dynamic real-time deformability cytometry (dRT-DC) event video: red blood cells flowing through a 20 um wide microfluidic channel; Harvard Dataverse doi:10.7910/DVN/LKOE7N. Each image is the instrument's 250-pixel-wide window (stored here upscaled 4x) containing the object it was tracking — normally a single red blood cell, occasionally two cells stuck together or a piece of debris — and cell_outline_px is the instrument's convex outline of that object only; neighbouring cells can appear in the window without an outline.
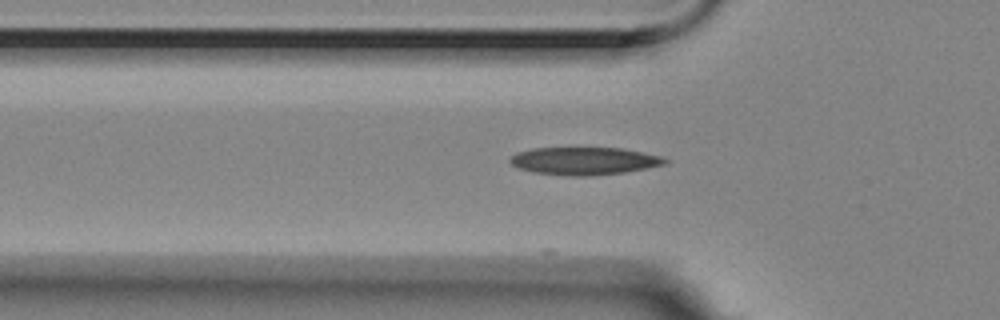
{"species": "Egyptian fruit bat (a non-hibernating species)", "species_latin": "Rousettus aegyptiacus", "temperature_condition": "room temperature", "stored_images_in_passage": 12, "camera_frame_rate_fps": 3000, "um_per_image_px": 0.085, "animal": {"sex": "female"}, "frame": {"image": 1, "passage_image": 2, "time_ms": 0.333, "image_size_px": [1000, 320], "cell_outline_px": [[668, 164], [624, 172], [588, 176], [572, 176], [536, 172], [516, 168], [508, 160], [516, 152], [532, 148], [624, 148], [660, 156], [668, 160]], "centroid_in_image_um": [49.65, 13.67], "position_along_channel_um": 76.1, "area_um2": 24.91}}
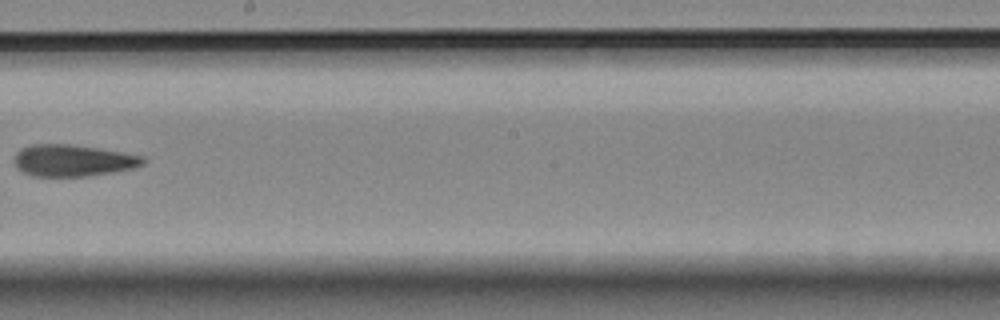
{"frame": {"image": 2, "passage_image": 6, "time_ms": 1.667, "image_size_px": [1000, 320], "cell_outline_px": [[148, 160], [144, 164], [132, 168], [112, 172], [84, 176], [32, 176], [16, 168], [16, 152], [32, 144], [68, 144], [96, 148], [144, 156]], "centroid_in_image_um": [6.22, 13.64], "position_along_channel_um": 242.0, "area_um2": 23.47}}
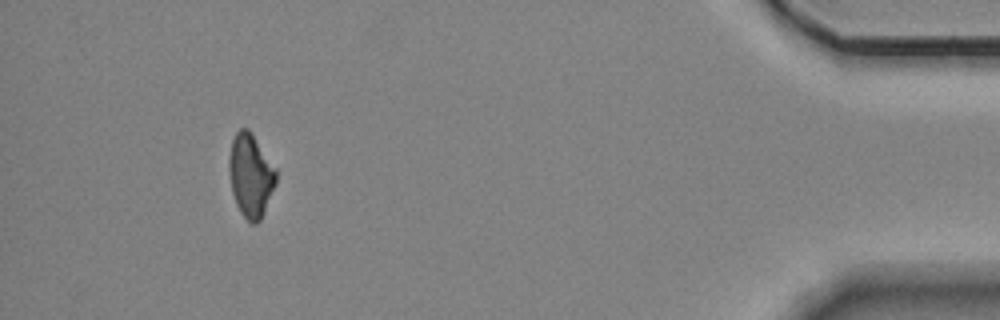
{"frame": {"image": 3, "passage_image": 11, "time_ms": 3.333, "image_size_px": [1000, 320], "cell_outline_px": [[276, 184], [260, 220], [256, 224], [252, 224], [240, 212], [236, 204], [232, 192], [228, 168], [228, 160], [232, 140], [236, 132], [240, 128], [248, 128], [276, 168]], "centroid_in_image_um": [21.29, 14.91], "position_along_channel_um": 413.9, "area_um2": 22.72}}